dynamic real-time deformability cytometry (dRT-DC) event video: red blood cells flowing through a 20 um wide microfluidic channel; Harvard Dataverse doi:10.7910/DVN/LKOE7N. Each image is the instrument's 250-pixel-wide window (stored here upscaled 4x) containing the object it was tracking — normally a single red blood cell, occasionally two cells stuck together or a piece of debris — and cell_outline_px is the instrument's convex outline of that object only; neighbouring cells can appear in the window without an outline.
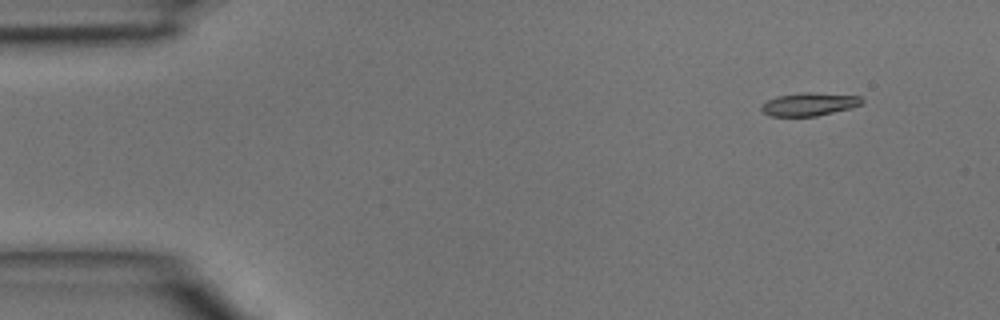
{"species": "common noctule bat (a hibernating species)", "species_latin": "Nyctalus noctula", "temperature_condition": "room temperature", "stored_images_in_passage": 3, "camera_frame_rate_fps": 3000, "um_per_image_px": 0.085, "animal": {"sex": "male", "body_mass_g": 15.6}, "frame": {"image": 1, "passage_image": 1, "time_ms": 0.0, "image_size_px": [1000, 320], "cell_outline_px": [[864, 100], [860, 104], [852, 108], [816, 116], [772, 116], [764, 112], [760, 108], [768, 100], [776, 96], [804, 92], [812, 92], [860, 96]], "centroid_in_image_um": [68.81, 8.85], "position_along_channel_um": 16.2, "area_um2": 13.41}}